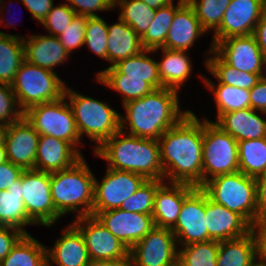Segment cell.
<instances>
[{"label":"cell","instance_id":"1","mask_svg":"<svg viewBox=\"0 0 266 266\" xmlns=\"http://www.w3.org/2000/svg\"><path fill=\"white\" fill-rule=\"evenodd\" d=\"M164 182L203 186V121L190 111L159 139Z\"/></svg>","mask_w":266,"mask_h":266},{"label":"cell","instance_id":"2","mask_svg":"<svg viewBox=\"0 0 266 266\" xmlns=\"http://www.w3.org/2000/svg\"><path fill=\"white\" fill-rule=\"evenodd\" d=\"M178 95V91L162 87L126 102L123 104L126 114L120 115V130L133 136L158 140L191 111H180ZM127 125L129 133L124 131Z\"/></svg>","mask_w":266,"mask_h":266},{"label":"cell","instance_id":"3","mask_svg":"<svg viewBox=\"0 0 266 266\" xmlns=\"http://www.w3.org/2000/svg\"><path fill=\"white\" fill-rule=\"evenodd\" d=\"M94 152L109 162L108 168L134 172L146 180H164L158 140L126 135L119 130Z\"/></svg>","mask_w":266,"mask_h":266},{"label":"cell","instance_id":"4","mask_svg":"<svg viewBox=\"0 0 266 266\" xmlns=\"http://www.w3.org/2000/svg\"><path fill=\"white\" fill-rule=\"evenodd\" d=\"M94 178L84 158L68 169L50 173L55 210L61 216L69 212H76V218L92 215Z\"/></svg>","mask_w":266,"mask_h":266},{"label":"cell","instance_id":"5","mask_svg":"<svg viewBox=\"0 0 266 266\" xmlns=\"http://www.w3.org/2000/svg\"><path fill=\"white\" fill-rule=\"evenodd\" d=\"M65 98L69 100L80 137L87 136L98 148L105 140L120 130V114L108 103L77 93L66 86Z\"/></svg>","mask_w":266,"mask_h":266},{"label":"cell","instance_id":"6","mask_svg":"<svg viewBox=\"0 0 266 266\" xmlns=\"http://www.w3.org/2000/svg\"><path fill=\"white\" fill-rule=\"evenodd\" d=\"M215 203L241 215L252 227L257 222L255 178L241 171L220 175L201 187Z\"/></svg>","mask_w":266,"mask_h":266},{"label":"cell","instance_id":"7","mask_svg":"<svg viewBox=\"0 0 266 266\" xmlns=\"http://www.w3.org/2000/svg\"><path fill=\"white\" fill-rule=\"evenodd\" d=\"M66 82L48 69L24 61L11 83L19 108H28L61 99L66 90Z\"/></svg>","mask_w":266,"mask_h":266},{"label":"cell","instance_id":"8","mask_svg":"<svg viewBox=\"0 0 266 266\" xmlns=\"http://www.w3.org/2000/svg\"><path fill=\"white\" fill-rule=\"evenodd\" d=\"M238 171V141L204 118L203 185L214 177Z\"/></svg>","mask_w":266,"mask_h":266},{"label":"cell","instance_id":"9","mask_svg":"<svg viewBox=\"0 0 266 266\" xmlns=\"http://www.w3.org/2000/svg\"><path fill=\"white\" fill-rule=\"evenodd\" d=\"M65 96L61 99L34 105L23 116L39 135L55 137L71 143L75 148L80 144L72 109Z\"/></svg>","mask_w":266,"mask_h":266},{"label":"cell","instance_id":"10","mask_svg":"<svg viewBox=\"0 0 266 266\" xmlns=\"http://www.w3.org/2000/svg\"><path fill=\"white\" fill-rule=\"evenodd\" d=\"M21 192L28 217L35 223L51 227L61 215L51 196L50 173L27 169L22 172Z\"/></svg>","mask_w":266,"mask_h":266},{"label":"cell","instance_id":"11","mask_svg":"<svg viewBox=\"0 0 266 266\" xmlns=\"http://www.w3.org/2000/svg\"><path fill=\"white\" fill-rule=\"evenodd\" d=\"M177 245L171 229L154 227L129 249L130 266H175Z\"/></svg>","mask_w":266,"mask_h":266},{"label":"cell","instance_id":"12","mask_svg":"<svg viewBox=\"0 0 266 266\" xmlns=\"http://www.w3.org/2000/svg\"><path fill=\"white\" fill-rule=\"evenodd\" d=\"M146 179L139 174L107 168L101 182L94 178L93 212L118 209Z\"/></svg>","mask_w":266,"mask_h":266},{"label":"cell","instance_id":"13","mask_svg":"<svg viewBox=\"0 0 266 266\" xmlns=\"http://www.w3.org/2000/svg\"><path fill=\"white\" fill-rule=\"evenodd\" d=\"M72 224L82 234L90 259L129 260V249L103 226L95 216L78 217Z\"/></svg>","mask_w":266,"mask_h":266},{"label":"cell","instance_id":"14","mask_svg":"<svg viewBox=\"0 0 266 266\" xmlns=\"http://www.w3.org/2000/svg\"><path fill=\"white\" fill-rule=\"evenodd\" d=\"M171 231L179 246L208 241L205 191L201 187H195L184 198L176 224Z\"/></svg>","mask_w":266,"mask_h":266},{"label":"cell","instance_id":"15","mask_svg":"<svg viewBox=\"0 0 266 266\" xmlns=\"http://www.w3.org/2000/svg\"><path fill=\"white\" fill-rule=\"evenodd\" d=\"M265 12V0H231L220 26L213 31L211 46L228 37L253 34L256 24Z\"/></svg>","mask_w":266,"mask_h":266},{"label":"cell","instance_id":"16","mask_svg":"<svg viewBox=\"0 0 266 266\" xmlns=\"http://www.w3.org/2000/svg\"><path fill=\"white\" fill-rule=\"evenodd\" d=\"M212 47L227 64L238 71L264 74L266 59L253 34L228 37Z\"/></svg>","mask_w":266,"mask_h":266},{"label":"cell","instance_id":"17","mask_svg":"<svg viewBox=\"0 0 266 266\" xmlns=\"http://www.w3.org/2000/svg\"><path fill=\"white\" fill-rule=\"evenodd\" d=\"M92 215L128 249L155 227L152 215L127 212L120 208L103 212H92Z\"/></svg>","mask_w":266,"mask_h":266},{"label":"cell","instance_id":"18","mask_svg":"<svg viewBox=\"0 0 266 266\" xmlns=\"http://www.w3.org/2000/svg\"><path fill=\"white\" fill-rule=\"evenodd\" d=\"M205 219L208 240L226 241L244 237L253 227L238 213L212 201L205 192Z\"/></svg>","mask_w":266,"mask_h":266},{"label":"cell","instance_id":"19","mask_svg":"<svg viewBox=\"0 0 266 266\" xmlns=\"http://www.w3.org/2000/svg\"><path fill=\"white\" fill-rule=\"evenodd\" d=\"M39 137L24 116L10 124L5 142L8 161L24 170L34 169Z\"/></svg>","mask_w":266,"mask_h":266},{"label":"cell","instance_id":"20","mask_svg":"<svg viewBox=\"0 0 266 266\" xmlns=\"http://www.w3.org/2000/svg\"><path fill=\"white\" fill-rule=\"evenodd\" d=\"M83 158L80 150L64 140L40 135L34 170L46 173L68 169Z\"/></svg>","mask_w":266,"mask_h":266},{"label":"cell","instance_id":"21","mask_svg":"<svg viewBox=\"0 0 266 266\" xmlns=\"http://www.w3.org/2000/svg\"><path fill=\"white\" fill-rule=\"evenodd\" d=\"M163 182L156 190L153 219L155 227L172 229L177 221L184 198L195 186Z\"/></svg>","mask_w":266,"mask_h":266},{"label":"cell","instance_id":"22","mask_svg":"<svg viewBox=\"0 0 266 266\" xmlns=\"http://www.w3.org/2000/svg\"><path fill=\"white\" fill-rule=\"evenodd\" d=\"M206 31L202 28L194 8L186 0L175 12L164 48L187 51Z\"/></svg>","mask_w":266,"mask_h":266},{"label":"cell","instance_id":"23","mask_svg":"<svg viewBox=\"0 0 266 266\" xmlns=\"http://www.w3.org/2000/svg\"><path fill=\"white\" fill-rule=\"evenodd\" d=\"M63 233L54 247L46 248L47 266L53 262L58 266H86L90 258L80 231L71 223Z\"/></svg>","mask_w":266,"mask_h":266},{"label":"cell","instance_id":"24","mask_svg":"<svg viewBox=\"0 0 266 266\" xmlns=\"http://www.w3.org/2000/svg\"><path fill=\"white\" fill-rule=\"evenodd\" d=\"M25 61L54 72L70 56L57 36L29 35L23 38ZM54 67V68H53Z\"/></svg>","mask_w":266,"mask_h":266},{"label":"cell","instance_id":"25","mask_svg":"<svg viewBox=\"0 0 266 266\" xmlns=\"http://www.w3.org/2000/svg\"><path fill=\"white\" fill-rule=\"evenodd\" d=\"M253 108L235 110L222 114L216 122L224 132L237 141L266 137V120Z\"/></svg>","mask_w":266,"mask_h":266},{"label":"cell","instance_id":"26","mask_svg":"<svg viewBox=\"0 0 266 266\" xmlns=\"http://www.w3.org/2000/svg\"><path fill=\"white\" fill-rule=\"evenodd\" d=\"M257 264L258 242L253 230L244 237L219 242L217 266H256Z\"/></svg>","mask_w":266,"mask_h":266},{"label":"cell","instance_id":"27","mask_svg":"<svg viewBox=\"0 0 266 266\" xmlns=\"http://www.w3.org/2000/svg\"><path fill=\"white\" fill-rule=\"evenodd\" d=\"M117 23L108 25L107 61L112 67L117 62L143 51L140 36L120 18Z\"/></svg>","mask_w":266,"mask_h":266},{"label":"cell","instance_id":"28","mask_svg":"<svg viewBox=\"0 0 266 266\" xmlns=\"http://www.w3.org/2000/svg\"><path fill=\"white\" fill-rule=\"evenodd\" d=\"M21 185L22 174L9 188L0 191V225L15 227L28 234L23 227L35 223L28 217Z\"/></svg>","mask_w":266,"mask_h":266},{"label":"cell","instance_id":"29","mask_svg":"<svg viewBox=\"0 0 266 266\" xmlns=\"http://www.w3.org/2000/svg\"><path fill=\"white\" fill-rule=\"evenodd\" d=\"M153 52V50L144 49L137 55L123 59L112 67L97 72L96 77L100 73H122L125 74V77L146 78V82L154 89L162 88L163 84L159 77L158 61L148 56V53Z\"/></svg>","mask_w":266,"mask_h":266},{"label":"cell","instance_id":"30","mask_svg":"<svg viewBox=\"0 0 266 266\" xmlns=\"http://www.w3.org/2000/svg\"><path fill=\"white\" fill-rule=\"evenodd\" d=\"M163 58L158 62L159 77L163 87L178 91L189 79L192 65L187 51L160 48Z\"/></svg>","mask_w":266,"mask_h":266},{"label":"cell","instance_id":"31","mask_svg":"<svg viewBox=\"0 0 266 266\" xmlns=\"http://www.w3.org/2000/svg\"><path fill=\"white\" fill-rule=\"evenodd\" d=\"M210 54L205 60L208 71L217 78L218 83L227 84L241 89L251 90L265 74L247 73L238 71L227 64L210 46Z\"/></svg>","mask_w":266,"mask_h":266},{"label":"cell","instance_id":"32","mask_svg":"<svg viewBox=\"0 0 266 266\" xmlns=\"http://www.w3.org/2000/svg\"><path fill=\"white\" fill-rule=\"evenodd\" d=\"M23 38L0 31V83L11 84L25 61Z\"/></svg>","mask_w":266,"mask_h":266},{"label":"cell","instance_id":"33","mask_svg":"<svg viewBox=\"0 0 266 266\" xmlns=\"http://www.w3.org/2000/svg\"><path fill=\"white\" fill-rule=\"evenodd\" d=\"M46 248L29 233L24 234L0 266H47Z\"/></svg>","mask_w":266,"mask_h":266},{"label":"cell","instance_id":"34","mask_svg":"<svg viewBox=\"0 0 266 266\" xmlns=\"http://www.w3.org/2000/svg\"><path fill=\"white\" fill-rule=\"evenodd\" d=\"M239 171L251 177L266 175V137L238 141Z\"/></svg>","mask_w":266,"mask_h":266},{"label":"cell","instance_id":"35","mask_svg":"<svg viewBox=\"0 0 266 266\" xmlns=\"http://www.w3.org/2000/svg\"><path fill=\"white\" fill-rule=\"evenodd\" d=\"M185 1L186 0H179L176 6L170 4L156 10L151 25L141 37L143 49L153 50L154 53H156L158 49L164 48L166 36L172 24L175 12Z\"/></svg>","mask_w":266,"mask_h":266},{"label":"cell","instance_id":"36","mask_svg":"<svg viewBox=\"0 0 266 266\" xmlns=\"http://www.w3.org/2000/svg\"><path fill=\"white\" fill-rule=\"evenodd\" d=\"M202 77L204 78L203 81L207 85V88L213 91L217 106L216 119L224 113L250 108L249 90L221 83L215 85L211 80H208L204 76Z\"/></svg>","mask_w":266,"mask_h":266},{"label":"cell","instance_id":"37","mask_svg":"<svg viewBox=\"0 0 266 266\" xmlns=\"http://www.w3.org/2000/svg\"><path fill=\"white\" fill-rule=\"evenodd\" d=\"M96 79L99 83L122 94L123 104L139 99L154 90L146 78L125 77L122 73H100Z\"/></svg>","mask_w":266,"mask_h":266},{"label":"cell","instance_id":"38","mask_svg":"<svg viewBox=\"0 0 266 266\" xmlns=\"http://www.w3.org/2000/svg\"><path fill=\"white\" fill-rule=\"evenodd\" d=\"M117 5L122 8L119 18L141 38L151 25L156 10L141 0H114V9Z\"/></svg>","mask_w":266,"mask_h":266},{"label":"cell","instance_id":"39","mask_svg":"<svg viewBox=\"0 0 266 266\" xmlns=\"http://www.w3.org/2000/svg\"><path fill=\"white\" fill-rule=\"evenodd\" d=\"M219 241L208 240L181 246L178 261L183 266H217Z\"/></svg>","mask_w":266,"mask_h":266},{"label":"cell","instance_id":"40","mask_svg":"<svg viewBox=\"0 0 266 266\" xmlns=\"http://www.w3.org/2000/svg\"><path fill=\"white\" fill-rule=\"evenodd\" d=\"M194 8L202 28L207 32L216 30L231 0H187Z\"/></svg>","mask_w":266,"mask_h":266},{"label":"cell","instance_id":"41","mask_svg":"<svg viewBox=\"0 0 266 266\" xmlns=\"http://www.w3.org/2000/svg\"><path fill=\"white\" fill-rule=\"evenodd\" d=\"M163 182L164 180H145L138 190L122 203L120 209L152 215L156 190Z\"/></svg>","mask_w":266,"mask_h":266},{"label":"cell","instance_id":"42","mask_svg":"<svg viewBox=\"0 0 266 266\" xmlns=\"http://www.w3.org/2000/svg\"><path fill=\"white\" fill-rule=\"evenodd\" d=\"M85 34L84 44L107 61L108 24L100 16L88 17Z\"/></svg>","mask_w":266,"mask_h":266},{"label":"cell","instance_id":"43","mask_svg":"<svg viewBox=\"0 0 266 266\" xmlns=\"http://www.w3.org/2000/svg\"><path fill=\"white\" fill-rule=\"evenodd\" d=\"M75 15L76 13L67 3L59 4V6L53 5L41 24L49 35L58 37L70 25Z\"/></svg>","mask_w":266,"mask_h":266},{"label":"cell","instance_id":"44","mask_svg":"<svg viewBox=\"0 0 266 266\" xmlns=\"http://www.w3.org/2000/svg\"><path fill=\"white\" fill-rule=\"evenodd\" d=\"M87 20L88 17L86 16L75 15L70 25L58 36L61 44L69 55L72 54L73 49L75 50L85 45Z\"/></svg>","mask_w":266,"mask_h":266},{"label":"cell","instance_id":"45","mask_svg":"<svg viewBox=\"0 0 266 266\" xmlns=\"http://www.w3.org/2000/svg\"><path fill=\"white\" fill-rule=\"evenodd\" d=\"M16 106L18 108L16 109ZM24 112L19 109L11 84L0 83V124L9 126L19 121Z\"/></svg>","mask_w":266,"mask_h":266},{"label":"cell","instance_id":"46","mask_svg":"<svg viewBox=\"0 0 266 266\" xmlns=\"http://www.w3.org/2000/svg\"><path fill=\"white\" fill-rule=\"evenodd\" d=\"M68 5L76 15L97 17L95 11H109L114 9V0H67Z\"/></svg>","mask_w":266,"mask_h":266},{"label":"cell","instance_id":"47","mask_svg":"<svg viewBox=\"0 0 266 266\" xmlns=\"http://www.w3.org/2000/svg\"><path fill=\"white\" fill-rule=\"evenodd\" d=\"M25 233L18 228L0 225V262Z\"/></svg>","mask_w":266,"mask_h":266},{"label":"cell","instance_id":"48","mask_svg":"<svg viewBox=\"0 0 266 266\" xmlns=\"http://www.w3.org/2000/svg\"><path fill=\"white\" fill-rule=\"evenodd\" d=\"M249 92L250 107L266 115V75Z\"/></svg>","mask_w":266,"mask_h":266},{"label":"cell","instance_id":"49","mask_svg":"<svg viewBox=\"0 0 266 266\" xmlns=\"http://www.w3.org/2000/svg\"><path fill=\"white\" fill-rule=\"evenodd\" d=\"M24 169L7 161L0 165V191L6 190L18 180Z\"/></svg>","mask_w":266,"mask_h":266},{"label":"cell","instance_id":"50","mask_svg":"<svg viewBox=\"0 0 266 266\" xmlns=\"http://www.w3.org/2000/svg\"><path fill=\"white\" fill-rule=\"evenodd\" d=\"M27 10L32 14L33 19L41 23L53 6L54 0H21Z\"/></svg>","mask_w":266,"mask_h":266},{"label":"cell","instance_id":"51","mask_svg":"<svg viewBox=\"0 0 266 266\" xmlns=\"http://www.w3.org/2000/svg\"><path fill=\"white\" fill-rule=\"evenodd\" d=\"M257 221L266 216V175L255 178Z\"/></svg>","mask_w":266,"mask_h":266},{"label":"cell","instance_id":"52","mask_svg":"<svg viewBox=\"0 0 266 266\" xmlns=\"http://www.w3.org/2000/svg\"><path fill=\"white\" fill-rule=\"evenodd\" d=\"M253 231L258 242V260H266V216L254 224Z\"/></svg>","mask_w":266,"mask_h":266},{"label":"cell","instance_id":"53","mask_svg":"<svg viewBox=\"0 0 266 266\" xmlns=\"http://www.w3.org/2000/svg\"><path fill=\"white\" fill-rule=\"evenodd\" d=\"M253 35L255 36L257 44L266 59V12L256 24Z\"/></svg>","mask_w":266,"mask_h":266},{"label":"cell","instance_id":"54","mask_svg":"<svg viewBox=\"0 0 266 266\" xmlns=\"http://www.w3.org/2000/svg\"><path fill=\"white\" fill-rule=\"evenodd\" d=\"M86 266H130V261L92 260Z\"/></svg>","mask_w":266,"mask_h":266},{"label":"cell","instance_id":"55","mask_svg":"<svg viewBox=\"0 0 266 266\" xmlns=\"http://www.w3.org/2000/svg\"><path fill=\"white\" fill-rule=\"evenodd\" d=\"M148 4L152 9H159L163 6L173 4V0H141Z\"/></svg>","mask_w":266,"mask_h":266},{"label":"cell","instance_id":"56","mask_svg":"<svg viewBox=\"0 0 266 266\" xmlns=\"http://www.w3.org/2000/svg\"><path fill=\"white\" fill-rule=\"evenodd\" d=\"M8 126L0 124V146H5Z\"/></svg>","mask_w":266,"mask_h":266},{"label":"cell","instance_id":"57","mask_svg":"<svg viewBox=\"0 0 266 266\" xmlns=\"http://www.w3.org/2000/svg\"><path fill=\"white\" fill-rule=\"evenodd\" d=\"M7 153H6V147L5 146H0V165L7 162Z\"/></svg>","mask_w":266,"mask_h":266},{"label":"cell","instance_id":"58","mask_svg":"<svg viewBox=\"0 0 266 266\" xmlns=\"http://www.w3.org/2000/svg\"><path fill=\"white\" fill-rule=\"evenodd\" d=\"M259 266H266V260H258Z\"/></svg>","mask_w":266,"mask_h":266},{"label":"cell","instance_id":"59","mask_svg":"<svg viewBox=\"0 0 266 266\" xmlns=\"http://www.w3.org/2000/svg\"><path fill=\"white\" fill-rule=\"evenodd\" d=\"M2 3H3V0H0V14H1V11H2V10H1V9H2V8H1ZM0 18H1V16H0ZM1 22L4 24L5 21H2V20L0 19V23H1Z\"/></svg>","mask_w":266,"mask_h":266},{"label":"cell","instance_id":"60","mask_svg":"<svg viewBox=\"0 0 266 266\" xmlns=\"http://www.w3.org/2000/svg\"><path fill=\"white\" fill-rule=\"evenodd\" d=\"M175 266H183V265L178 261Z\"/></svg>","mask_w":266,"mask_h":266}]
</instances>
